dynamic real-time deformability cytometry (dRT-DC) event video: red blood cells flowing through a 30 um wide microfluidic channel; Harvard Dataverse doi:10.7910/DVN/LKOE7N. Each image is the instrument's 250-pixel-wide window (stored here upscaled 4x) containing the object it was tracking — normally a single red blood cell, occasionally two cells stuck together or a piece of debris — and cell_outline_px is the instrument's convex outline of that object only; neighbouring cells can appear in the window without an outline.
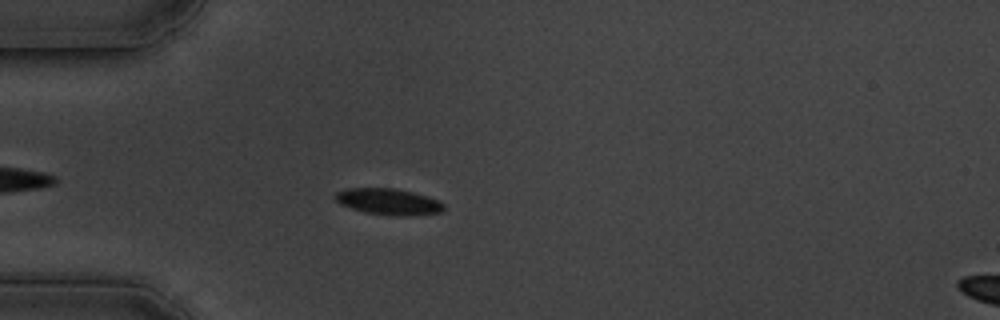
{"species": "common noctule bat (a hibernating species)", "species_latin": "Nyctalus noctula", "temperature_condition": "cold", "stored_images_in_passage": 51, "camera_frame_rate_fps": 3000, "um_per_image_px": 0.085, "animal": {"sex": "male", "body_mass_g": 19.5, "forearm_length_mm": 54.6}, "frame": {"image": 1, "passage_image": 8, "time_ms": 2.333, "image_size_px": [1000, 320], "cell_outline_px": [[444, 208], [440, 212], [408, 216], [388, 216], [364, 212], [340, 204], [332, 196], [336, 192], [344, 188], [396, 188], [428, 196], [440, 200], [444, 204]], "centroid_in_image_um": [33.0, 17.14], "position_along_channel_um": 52.0, "area_um2": 16.88}}
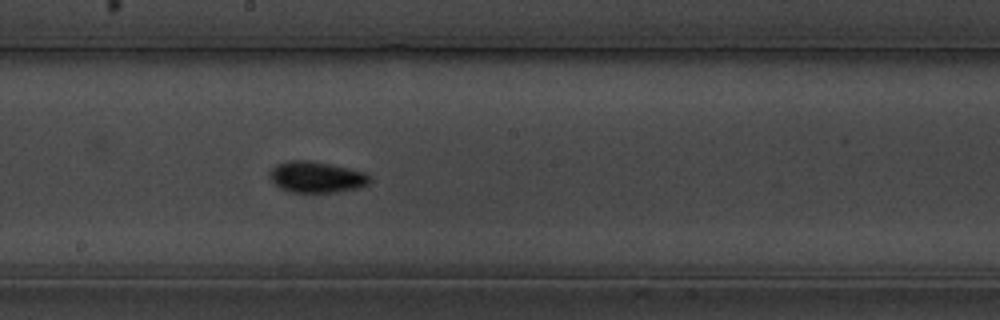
{"frame": {"image": 2, "passage_image": 24, "time_ms": 7.667, "image_size_px": [1000, 320], "cell_outline_px": [[372, 180], [368, 184], [360, 188], [340, 192], [288, 192], [280, 188], [268, 176], [268, 172], [276, 164], [288, 160], [308, 160], [348, 168], [364, 172]], "centroid_in_image_um": [26.88, 15.06], "position_along_channel_um": 221.3, "area_um2": 18.26}}
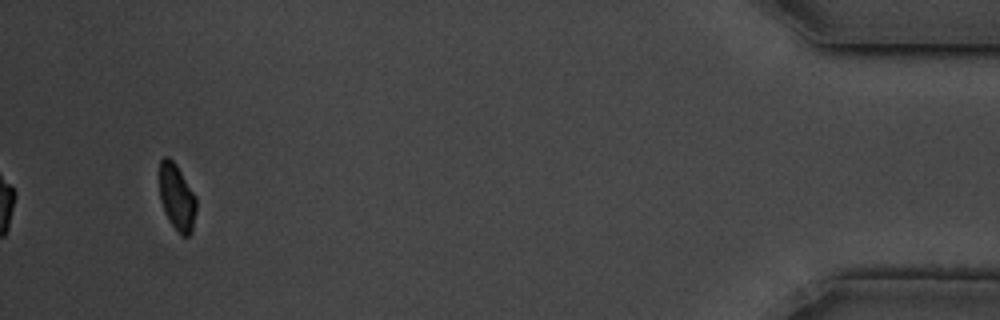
{"frame": {"image": 3, "passage_image": 48, "time_ms": 15.667, "image_size_px": [1000, 320], "cell_outline_px": [[196, 212], [192, 232], [188, 236], [180, 236], [176, 232], [168, 220], [164, 212], [160, 200], [160, 160], [164, 156], [168, 156], [176, 164], [196, 196]], "centroid_in_image_um": [15.04, 16.81], "position_along_channel_um": 420.2, "area_um2": 14.51}, "authors_computed_cell_mechanics": {"area_um2": 16.4152, "velocity_mm_per_s": 3.3837, "shape_relaxation_time_tau1_ms": 10.7022, "shape_relaxation_time_tau2_ms": null, "deformation_change_tau1": 0.2127, "deformation_change_tau2": null}}